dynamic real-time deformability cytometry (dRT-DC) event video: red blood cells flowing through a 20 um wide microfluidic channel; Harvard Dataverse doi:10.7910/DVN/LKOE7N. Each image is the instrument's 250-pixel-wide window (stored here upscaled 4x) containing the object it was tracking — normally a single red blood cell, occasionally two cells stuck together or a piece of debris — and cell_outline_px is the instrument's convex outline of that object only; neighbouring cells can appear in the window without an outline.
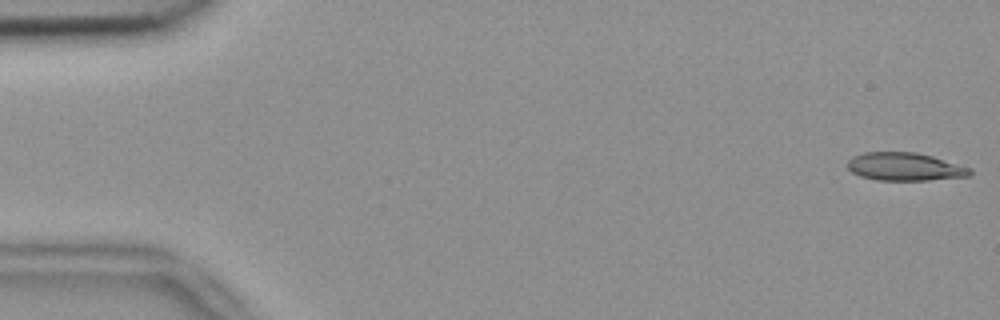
{"species": "common noctule bat (a hibernating species)", "species_latin": "Nyctalus noctula", "temperature_condition": "room temperature", "stored_images_in_passage": 11, "camera_frame_rate_fps": 3000, "um_per_image_px": 0.085, "animal": {"sex": "female", "body_mass_g": 18.4}, "frame": {"image": 1, "passage_image": 1, "time_ms": 0.0, "image_size_px": [1000, 320], "cell_outline_px": [[972, 172], [968, 176], [928, 180], [876, 180], [860, 176], [852, 172], [848, 168], [848, 160], [852, 156], [864, 152], [916, 152], [932, 156], [972, 168]], "centroid_in_image_um": [76.9, 14.16], "position_along_channel_um": 8.1, "area_um2": 20.0}}